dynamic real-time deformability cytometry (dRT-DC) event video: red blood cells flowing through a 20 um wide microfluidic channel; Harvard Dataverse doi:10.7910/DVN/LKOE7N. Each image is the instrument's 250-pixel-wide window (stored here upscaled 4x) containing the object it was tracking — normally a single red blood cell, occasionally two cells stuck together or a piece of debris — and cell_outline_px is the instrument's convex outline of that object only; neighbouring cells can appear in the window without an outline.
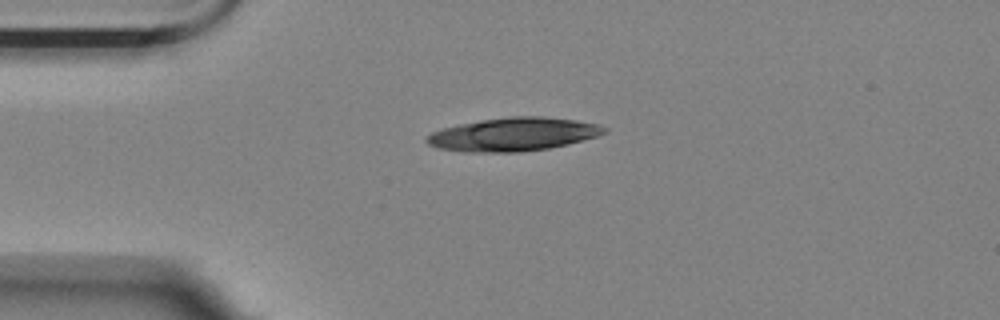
{"species": "Egyptian fruit bat (a non-hibernating species)", "species_latin": "Rousettus aegyptiacus", "temperature_condition": "room temperature", "stored_images_in_passage": 2, "camera_frame_rate_fps": 3000, "um_per_image_px": 0.085, "animal": {"sex": "female"}, "frame": {"image": 1, "passage_image": 1, "time_ms": 0.0, "image_size_px": [1000, 320], "cell_outline_px": [[608, 132], [600, 136], [568, 144], [548, 148], [520, 152], [464, 152], [436, 148], [428, 144], [424, 140], [424, 136], [432, 132], [444, 128], [460, 124], [480, 120], [512, 116], [544, 116], [576, 120], [600, 124], [608, 128]], "centroid_in_image_um": [43.66, 11.42], "position_along_channel_um": 41.3, "area_um2": 34.91}}